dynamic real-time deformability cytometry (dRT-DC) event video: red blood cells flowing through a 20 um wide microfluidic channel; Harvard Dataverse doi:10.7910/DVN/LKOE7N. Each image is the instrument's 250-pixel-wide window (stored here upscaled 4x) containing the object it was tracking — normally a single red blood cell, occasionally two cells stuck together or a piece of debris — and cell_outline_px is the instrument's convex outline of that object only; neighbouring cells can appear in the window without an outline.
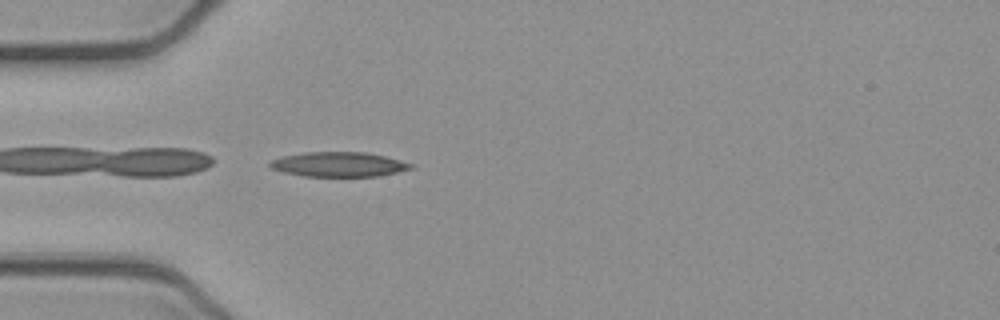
{"species": "common noctule bat (a hibernating species)", "species_latin": "Nyctalus noctula", "temperature_condition": "cold", "stored_images_in_passage": 14, "camera_frame_rate_fps": 3000, "um_per_image_px": 0.085, "animal": {"sex": "female", "body_mass_g": 21.9}, "frame": {"image": 1, "passage_image": 1, "time_ms": 0.0, "image_size_px": [1000, 320], "cell_outline_px": [[416, 168], [380, 176], [304, 176], [284, 172], [272, 168], [268, 164], [268, 160], [284, 156], [304, 152], [364, 152], [384, 156], [416, 164]], "centroid_in_image_um": [28.84, 13.97], "position_along_channel_um": 56.2, "area_um2": 20.4}}
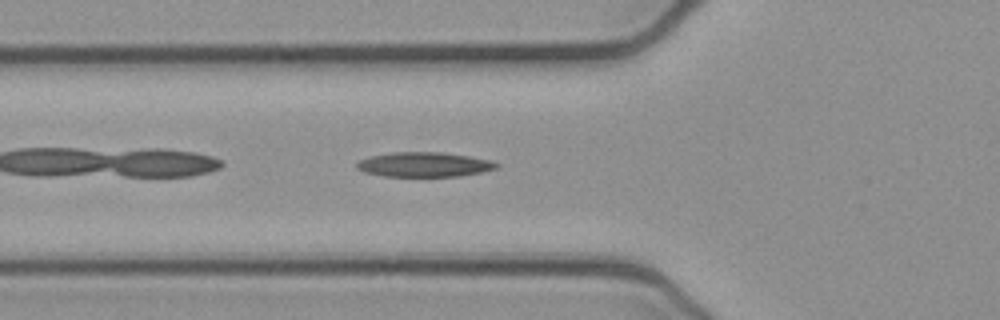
{"frame": {"image": 2, "passage_image": 4, "time_ms": 1.0, "image_size_px": [1000, 320], "cell_outline_px": [[500, 164], [496, 168], [480, 172], [460, 176], [384, 176], [364, 172], [356, 168], [356, 164], [360, 160], [368, 156], [392, 152], [440, 152], [468, 156], [488, 160]], "centroid_in_image_um": [36.0, 13.98], "position_along_channel_um": 89.8, "area_um2": 19.94}}